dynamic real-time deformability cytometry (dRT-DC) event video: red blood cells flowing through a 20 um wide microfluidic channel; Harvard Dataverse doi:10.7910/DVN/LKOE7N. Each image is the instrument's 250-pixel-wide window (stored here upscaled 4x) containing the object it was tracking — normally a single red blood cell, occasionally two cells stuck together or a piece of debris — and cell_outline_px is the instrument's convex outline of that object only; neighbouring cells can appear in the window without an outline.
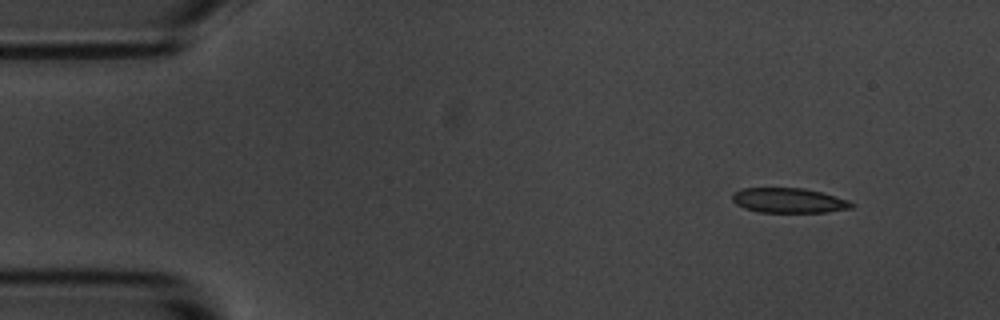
{"species": "common noctule bat (a hibernating species)", "species_latin": "Nyctalus noctula", "temperature_condition": "room temperature", "stored_images_in_passage": 5, "segment_of_instrument_passage": [2, 2], "camera_frame_rate_fps": 3000, "um_per_image_px": 0.085, "animal": {"sex": "male", "body_mass_g": 20.1, "forearm_length_mm": 53.5}, "frame": {"image": 1, "passage_image": 5, "time_ms": 5.667, "image_size_px": [1000, 320], "cell_outline_px": [[856, 204], [852, 208], [828, 212], [760, 212], [744, 208], [736, 204], [732, 200], [732, 192], [744, 188], [804, 188], [820, 192], [848, 200]], "centroid_in_image_um": [67.04, 17.04], "position_along_channel_um": 18.0, "area_um2": 17.28}}